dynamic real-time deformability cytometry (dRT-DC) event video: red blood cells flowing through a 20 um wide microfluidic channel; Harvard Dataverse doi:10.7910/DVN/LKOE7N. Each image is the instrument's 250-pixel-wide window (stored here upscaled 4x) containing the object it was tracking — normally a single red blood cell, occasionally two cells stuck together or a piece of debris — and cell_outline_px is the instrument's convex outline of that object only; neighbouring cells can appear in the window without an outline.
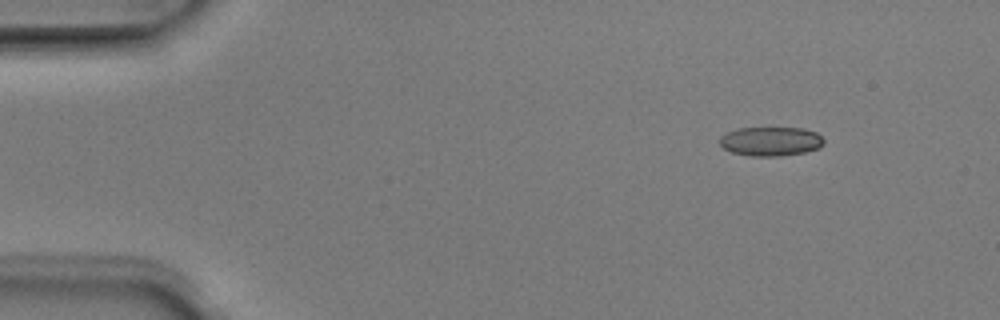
{"species": "Egyptian fruit bat (a non-hibernating species)", "species_latin": "Rousettus aegyptiacus", "temperature_condition": "room temperature", "stored_images_in_passage": 7, "camera_frame_rate_fps": 3000, "um_per_image_px": 0.085, "animal": {"sex": "male"}, "frame": {"image": 1, "passage_image": 2, "time_ms": 0.333, "image_size_px": [1000, 320], "cell_outline_px": [[824, 144], [820, 148], [804, 152], [780, 156], [752, 156], [732, 152], [724, 148], [720, 144], [720, 136], [728, 132], [740, 128], [804, 128], [816, 132], [824, 140]], "centroid_in_image_um": [65.54, 12.01], "position_along_channel_um": 19.5, "area_um2": 17.63}}
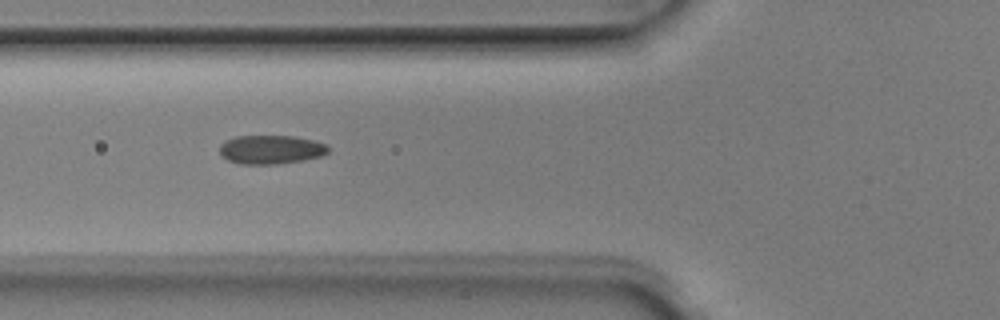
{"frame": {"image": 2, "passage_image": 6, "time_ms": 1.667, "image_size_px": [1000, 320], "cell_outline_px": [[328, 152], [320, 156], [304, 160], [276, 164], [240, 164], [228, 160], [220, 156], [220, 144], [236, 136], [296, 136], [328, 144]], "centroid_in_image_um": [23.02, 12.71], "position_along_channel_um": 102.8, "area_um2": 18.26}}
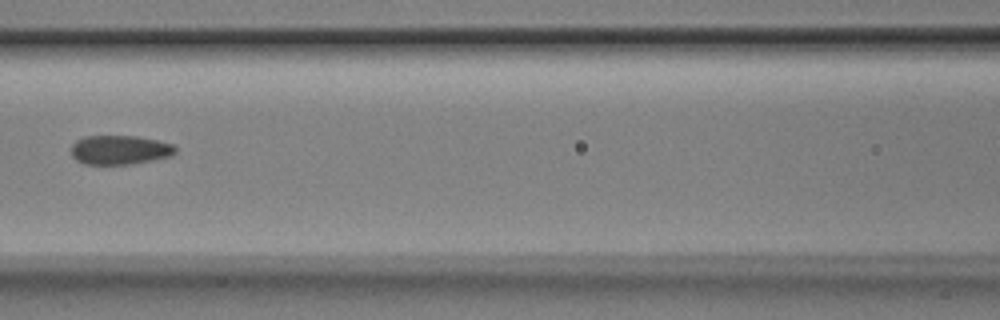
{"frame": {"image": 3, "passage_image": 7, "time_ms": 2.0, "image_size_px": [1000, 320], "cell_outline_px": [[176, 152], [172, 156], [132, 164], [84, 164], [76, 160], [72, 156], [72, 144], [76, 140], [84, 136], [136, 136], [156, 140], [172, 144], [176, 148]], "centroid_in_image_um": [10.17, 12.74], "position_along_channel_um": 156.4, "area_um2": 17.74}}